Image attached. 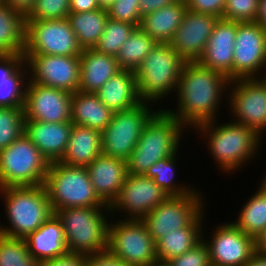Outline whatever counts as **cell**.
Returning a JSON list of instances; mask_svg holds the SVG:
<instances>
[{
  "instance_id": "47",
  "label": "cell",
  "mask_w": 266,
  "mask_h": 266,
  "mask_svg": "<svg viewBox=\"0 0 266 266\" xmlns=\"http://www.w3.org/2000/svg\"><path fill=\"white\" fill-rule=\"evenodd\" d=\"M177 0H139L141 17L153 13L163 7L169 6Z\"/></svg>"
},
{
  "instance_id": "48",
  "label": "cell",
  "mask_w": 266,
  "mask_h": 266,
  "mask_svg": "<svg viewBox=\"0 0 266 266\" xmlns=\"http://www.w3.org/2000/svg\"><path fill=\"white\" fill-rule=\"evenodd\" d=\"M100 8L97 0H70V12H89Z\"/></svg>"
},
{
  "instance_id": "29",
  "label": "cell",
  "mask_w": 266,
  "mask_h": 266,
  "mask_svg": "<svg viewBox=\"0 0 266 266\" xmlns=\"http://www.w3.org/2000/svg\"><path fill=\"white\" fill-rule=\"evenodd\" d=\"M201 212L187 227L176 229L173 232L164 235L156 243L157 259L168 261L171 258L179 257L192 249L202 240L200 231L202 228Z\"/></svg>"
},
{
  "instance_id": "4",
  "label": "cell",
  "mask_w": 266,
  "mask_h": 266,
  "mask_svg": "<svg viewBox=\"0 0 266 266\" xmlns=\"http://www.w3.org/2000/svg\"><path fill=\"white\" fill-rule=\"evenodd\" d=\"M44 186L53 212L75 207H104L112 212L95 192L86 166L50 163Z\"/></svg>"
},
{
  "instance_id": "22",
  "label": "cell",
  "mask_w": 266,
  "mask_h": 266,
  "mask_svg": "<svg viewBox=\"0 0 266 266\" xmlns=\"http://www.w3.org/2000/svg\"><path fill=\"white\" fill-rule=\"evenodd\" d=\"M72 129L71 122L47 123L25 121V134L50 162H59L67 148Z\"/></svg>"
},
{
  "instance_id": "10",
  "label": "cell",
  "mask_w": 266,
  "mask_h": 266,
  "mask_svg": "<svg viewBox=\"0 0 266 266\" xmlns=\"http://www.w3.org/2000/svg\"><path fill=\"white\" fill-rule=\"evenodd\" d=\"M81 53L82 48L67 18L26 20L25 61L31 55L80 56Z\"/></svg>"
},
{
  "instance_id": "39",
  "label": "cell",
  "mask_w": 266,
  "mask_h": 266,
  "mask_svg": "<svg viewBox=\"0 0 266 266\" xmlns=\"http://www.w3.org/2000/svg\"><path fill=\"white\" fill-rule=\"evenodd\" d=\"M70 0H36L26 20H52L67 18Z\"/></svg>"
},
{
  "instance_id": "51",
  "label": "cell",
  "mask_w": 266,
  "mask_h": 266,
  "mask_svg": "<svg viewBox=\"0 0 266 266\" xmlns=\"http://www.w3.org/2000/svg\"><path fill=\"white\" fill-rule=\"evenodd\" d=\"M244 266H266V256L255 251Z\"/></svg>"
},
{
  "instance_id": "16",
  "label": "cell",
  "mask_w": 266,
  "mask_h": 266,
  "mask_svg": "<svg viewBox=\"0 0 266 266\" xmlns=\"http://www.w3.org/2000/svg\"><path fill=\"white\" fill-rule=\"evenodd\" d=\"M26 63L33 72L30 81L65 90L73 94L78 91L80 79V57L60 55H31Z\"/></svg>"
},
{
  "instance_id": "5",
  "label": "cell",
  "mask_w": 266,
  "mask_h": 266,
  "mask_svg": "<svg viewBox=\"0 0 266 266\" xmlns=\"http://www.w3.org/2000/svg\"><path fill=\"white\" fill-rule=\"evenodd\" d=\"M214 121L196 126L204 137L208 138L209 149L212 157L217 160L218 166L225 172L237 168L253 154L259 146V136L253 129L246 125L236 123L223 124L214 128ZM209 134V135H208Z\"/></svg>"
},
{
  "instance_id": "2",
  "label": "cell",
  "mask_w": 266,
  "mask_h": 266,
  "mask_svg": "<svg viewBox=\"0 0 266 266\" xmlns=\"http://www.w3.org/2000/svg\"><path fill=\"white\" fill-rule=\"evenodd\" d=\"M182 128L184 125L166 110L156 111L143 128L127 161L128 174L144 175L157 161L175 155Z\"/></svg>"
},
{
  "instance_id": "38",
  "label": "cell",
  "mask_w": 266,
  "mask_h": 266,
  "mask_svg": "<svg viewBox=\"0 0 266 266\" xmlns=\"http://www.w3.org/2000/svg\"><path fill=\"white\" fill-rule=\"evenodd\" d=\"M23 66L26 67L25 60L9 75V81L0 82V107H24L26 87L23 85L26 79L23 78L28 72L21 70Z\"/></svg>"
},
{
  "instance_id": "49",
  "label": "cell",
  "mask_w": 266,
  "mask_h": 266,
  "mask_svg": "<svg viewBox=\"0 0 266 266\" xmlns=\"http://www.w3.org/2000/svg\"><path fill=\"white\" fill-rule=\"evenodd\" d=\"M9 7L18 10L23 15H27L33 8L36 0H2Z\"/></svg>"
},
{
  "instance_id": "9",
  "label": "cell",
  "mask_w": 266,
  "mask_h": 266,
  "mask_svg": "<svg viewBox=\"0 0 266 266\" xmlns=\"http://www.w3.org/2000/svg\"><path fill=\"white\" fill-rule=\"evenodd\" d=\"M108 225L107 251L131 266L157 261L156 243L142 220L128 219Z\"/></svg>"
},
{
  "instance_id": "20",
  "label": "cell",
  "mask_w": 266,
  "mask_h": 266,
  "mask_svg": "<svg viewBox=\"0 0 266 266\" xmlns=\"http://www.w3.org/2000/svg\"><path fill=\"white\" fill-rule=\"evenodd\" d=\"M237 22L218 19L201 59V65L225 74L233 80L234 43Z\"/></svg>"
},
{
  "instance_id": "21",
  "label": "cell",
  "mask_w": 266,
  "mask_h": 266,
  "mask_svg": "<svg viewBox=\"0 0 266 266\" xmlns=\"http://www.w3.org/2000/svg\"><path fill=\"white\" fill-rule=\"evenodd\" d=\"M86 169L95 192L110 206L127 178V162L101 154L86 166Z\"/></svg>"
},
{
  "instance_id": "25",
  "label": "cell",
  "mask_w": 266,
  "mask_h": 266,
  "mask_svg": "<svg viewBox=\"0 0 266 266\" xmlns=\"http://www.w3.org/2000/svg\"><path fill=\"white\" fill-rule=\"evenodd\" d=\"M113 112L128 110L143 102L139 95L135 72L121 70L95 93Z\"/></svg>"
},
{
  "instance_id": "23",
  "label": "cell",
  "mask_w": 266,
  "mask_h": 266,
  "mask_svg": "<svg viewBox=\"0 0 266 266\" xmlns=\"http://www.w3.org/2000/svg\"><path fill=\"white\" fill-rule=\"evenodd\" d=\"M24 240L29 254L38 263L68 253L63 226L55 213Z\"/></svg>"
},
{
  "instance_id": "13",
  "label": "cell",
  "mask_w": 266,
  "mask_h": 266,
  "mask_svg": "<svg viewBox=\"0 0 266 266\" xmlns=\"http://www.w3.org/2000/svg\"><path fill=\"white\" fill-rule=\"evenodd\" d=\"M233 50V80L256 78V73L266 66V27L256 22H237Z\"/></svg>"
},
{
  "instance_id": "32",
  "label": "cell",
  "mask_w": 266,
  "mask_h": 266,
  "mask_svg": "<svg viewBox=\"0 0 266 266\" xmlns=\"http://www.w3.org/2000/svg\"><path fill=\"white\" fill-rule=\"evenodd\" d=\"M257 192L244 204L237 221L233 222L242 232L255 240L266 229V182L264 180Z\"/></svg>"
},
{
  "instance_id": "34",
  "label": "cell",
  "mask_w": 266,
  "mask_h": 266,
  "mask_svg": "<svg viewBox=\"0 0 266 266\" xmlns=\"http://www.w3.org/2000/svg\"><path fill=\"white\" fill-rule=\"evenodd\" d=\"M176 155L166 157L154 163L144 174L145 177L152 178L154 182L165 192L168 196H182L191 194L192 188L187 186H177L174 184L173 178L175 176L174 163L176 162Z\"/></svg>"
},
{
  "instance_id": "53",
  "label": "cell",
  "mask_w": 266,
  "mask_h": 266,
  "mask_svg": "<svg viewBox=\"0 0 266 266\" xmlns=\"http://www.w3.org/2000/svg\"><path fill=\"white\" fill-rule=\"evenodd\" d=\"M101 9L107 10L116 0H97Z\"/></svg>"
},
{
  "instance_id": "11",
  "label": "cell",
  "mask_w": 266,
  "mask_h": 266,
  "mask_svg": "<svg viewBox=\"0 0 266 266\" xmlns=\"http://www.w3.org/2000/svg\"><path fill=\"white\" fill-rule=\"evenodd\" d=\"M148 102L128 110L114 112L112 121L101 132L102 154L128 161L138 143L143 128L155 111H150ZM148 107V108H147Z\"/></svg>"
},
{
  "instance_id": "26",
  "label": "cell",
  "mask_w": 266,
  "mask_h": 266,
  "mask_svg": "<svg viewBox=\"0 0 266 266\" xmlns=\"http://www.w3.org/2000/svg\"><path fill=\"white\" fill-rule=\"evenodd\" d=\"M101 154V132L72 124L66 151L59 162L70 166H88Z\"/></svg>"
},
{
  "instance_id": "44",
  "label": "cell",
  "mask_w": 266,
  "mask_h": 266,
  "mask_svg": "<svg viewBox=\"0 0 266 266\" xmlns=\"http://www.w3.org/2000/svg\"><path fill=\"white\" fill-rule=\"evenodd\" d=\"M23 61V54H0V82L9 81V75Z\"/></svg>"
},
{
  "instance_id": "14",
  "label": "cell",
  "mask_w": 266,
  "mask_h": 266,
  "mask_svg": "<svg viewBox=\"0 0 266 266\" xmlns=\"http://www.w3.org/2000/svg\"><path fill=\"white\" fill-rule=\"evenodd\" d=\"M230 83L235 85L229 98L231 112L238 117L236 123L248 126L261 136L266 129V80L241 78Z\"/></svg>"
},
{
  "instance_id": "27",
  "label": "cell",
  "mask_w": 266,
  "mask_h": 266,
  "mask_svg": "<svg viewBox=\"0 0 266 266\" xmlns=\"http://www.w3.org/2000/svg\"><path fill=\"white\" fill-rule=\"evenodd\" d=\"M71 123L102 132L112 121L114 112L95 93L76 91L71 99Z\"/></svg>"
},
{
  "instance_id": "40",
  "label": "cell",
  "mask_w": 266,
  "mask_h": 266,
  "mask_svg": "<svg viewBox=\"0 0 266 266\" xmlns=\"http://www.w3.org/2000/svg\"><path fill=\"white\" fill-rule=\"evenodd\" d=\"M260 0H226L221 19L234 22H255Z\"/></svg>"
},
{
  "instance_id": "45",
  "label": "cell",
  "mask_w": 266,
  "mask_h": 266,
  "mask_svg": "<svg viewBox=\"0 0 266 266\" xmlns=\"http://www.w3.org/2000/svg\"><path fill=\"white\" fill-rule=\"evenodd\" d=\"M38 266H86V256L83 254L67 253L55 259L41 261Z\"/></svg>"
},
{
  "instance_id": "15",
  "label": "cell",
  "mask_w": 266,
  "mask_h": 266,
  "mask_svg": "<svg viewBox=\"0 0 266 266\" xmlns=\"http://www.w3.org/2000/svg\"><path fill=\"white\" fill-rule=\"evenodd\" d=\"M28 81L25 86L24 105L26 120L47 123L71 122L70 92Z\"/></svg>"
},
{
  "instance_id": "36",
  "label": "cell",
  "mask_w": 266,
  "mask_h": 266,
  "mask_svg": "<svg viewBox=\"0 0 266 266\" xmlns=\"http://www.w3.org/2000/svg\"><path fill=\"white\" fill-rule=\"evenodd\" d=\"M24 107H0V151L25 134Z\"/></svg>"
},
{
  "instance_id": "35",
  "label": "cell",
  "mask_w": 266,
  "mask_h": 266,
  "mask_svg": "<svg viewBox=\"0 0 266 266\" xmlns=\"http://www.w3.org/2000/svg\"><path fill=\"white\" fill-rule=\"evenodd\" d=\"M135 25L108 18L103 34L94 49L106 55L116 57L126 39L132 34Z\"/></svg>"
},
{
  "instance_id": "30",
  "label": "cell",
  "mask_w": 266,
  "mask_h": 266,
  "mask_svg": "<svg viewBox=\"0 0 266 266\" xmlns=\"http://www.w3.org/2000/svg\"><path fill=\"white\" fill-rule=\"evenodd\" d=\"M26 17L0 0V54H23Z\"/></svg>"
},
{
  "instance_id": "28",
  "label": "cell",
  "mask_w": 266,
  "mask_h": 266,
  "mask_svg": "<svg viewBox=\"0 0 266 266\" xmlns=\"http://www.w3.org/2000/svg\"><path fill=\"white\" fill-rule=\"evenodd\" d=\"M185 0H177L142 17L140 28L157 43H170L186 12Z\"/></svg>"
},
{
  "instance_id": "12",
  "label": "cell",
  "mask_w": 266,
  "mask_h": 266,
  "mask_svg": "<svg viewBox=\"0 0 266 266\" xmlns=\"http://www.w3.org/2000/svg\"><path fill=\"white\" fill-rule=\"evenodd\" d=\"M201 194L193 191L182 196H168L142 221L156 242L168 233L187 227L202 211Z\"/></svg>"
},
{
  "instance_id": "42",
  "label": "cell",
  "mask_w": 266,
  "mask_h": 266,
  "mask_svg": "<svg viewBox=\"0 0 266 266\" xmlns=\"http://www.w3.org/2000/svg\"><path fill=\"white\" fill-rule=\"evenodd\" d=\"M168 262L171 266H211L208 245L202 239L192 249Z\"/></svg>"
},
{
  "instance_id": "17",
  "label": "cell",
  "mask_w": 266,
  "mask_h": 266,
  "mask_svg": "<svg viewBox=\"0 0 266 266\" xmlns=\"http://www.w3.org/2000/svg\"><path fill=\"white\" fill-rule=\"evenodd\" d=\"M206 244L211 266H244L256 251L255 239L234 223L218 226Z\"/></svg>"
},
{
  "instance_id": "3",
  "label": "cell",
  "mask_w": 266,
  "mask_h": 266,
  "mask_svg": "<svg viewBox=\"0 0 266 266\" xmlns=\"http://www.w3.org/2000/svg\"><path fill=\"white\" fill-rule=\"evenodd\" d=\"M0 191L11 224L9 228L0 226V234L25 239L54 214L44 185L6 187Z\"/></svg>"
},
{
  "instance_id": "37",
  "label": "cell",
  "mask_w": 266,
  "mask_h": 266,
  "mask_svg": "<svg viewBox=\"0 0 266 266\" xmlns=\"http://www.w3.org/2000/svg\"><path fill=\"white\" fill-rule=\"evenodd\" d=\"M0 266H38L24 239L0 234Z\"/></svg>"
},
{
  "instance_id": "41",
  "label": "cell",
  "mask_w": 266,
  "mask_h": 266,
  "mask_svg": "<svg viewBox=\"0 0 266 266\" xmlns=\"http://www.w3.org/2000/svg\"><path fill=\"white\" fill-rule=\"evenodd\" d=\"M108 18L140 27L142 17L139 0H116L108 9Z\"/></svg>"
},
{
  "instance_id": "33",
  "label": "cell",
  "mask_w": 266,
  "mask_h": 266,
  "mask_svg": "<svg viewBox=\"0 0 266 266\" xmlns=\"http://www.w3.org/2000/svg\"><path fill=\"white\" fill-rule=\"evenodd\" d=\"M156 44L140 27H136L116 56L120 69L135 72Z\"/></svg>"
},
{
  "instance_id": "43",
  "label": "cell",
  "mask_w": 266,
  "mask_h": 266,
  "mask_svg": "<svg viewBox=\"0 0 266 266\" xmlns=\"http://www.w3.org/2000/svg\"><path fill=\"white\" fill-rule=\"evenodd\" d=\"M185 3L189 11L210 14L221 19L226 0H185Z\"/></svg>"
},
{
  "instance_id": "31",
  "label": "cell",
  "mask_w": 266,
  "mask_h": 266,
  "mask_svg": "<svg viewBox=\"0 0 266 266\" xmlns=\"http://www.w3.org/2000/svg\"><path fill=\"white\" fill-rule=\"evenodd\" d=\"M67 19L82 49L94 48L103 34L108 20L107 10L98 8L89 12H70Z\"/></svg>"
},
{
  "instance_id": "1",
  "label": "cell",
  "mask_w": 266,
  "mask_h": 266,
  "mask_svg": "<svg viewBox=\"0 0 266 266\" xmlns=\"http://www.w3.org/2000/svg\"><path fill=\"white\" fill-rule=\"evenodd\" d=\"M230 81L225 74L199 62H185L177 87L178 111L170 109L167 112L185 127L193 125L195 128L202 123L214 121L220 98L223 97L226 85L231 84Z\"/></svg>"
},
{
  "instance_id": "52",
  "label": "cell",
  "mask_w": 266,
  "mask_h": 266,
  "mask_svg": "<svg viewBox=\"0 0 266 266\" xmlns=\"http://www.w3.org/2000/svg\"><path fill=\"white\" fill-rule=\"evenodd\" d=\"M255 245H256V251L266 256V229L255 240Z\"/></svg>"
},
{
  "instance_id": "6",
  "label": "cell",
  "mask_w": 266,
  "mask_h": 266,
  "mask_svg": "<svg viewBox=\"0 0 266 266\" xmlns=\"http://www.w3.org/2000/svg\"><path fill=\"white\" fill-rule=\"evenodd\" d=\"M102 209L75 207L54 212L62 223L69 253L86 256L107 251L109 224Z\"/></svg>"
},
{
  "instance_id": "50",
  "label": "cell",
  "mask_w": 266,
  "mask_h": 266,
  "mask_svg": "<svg viewBox=\"0 0 266 266\" xmlns=\"http://www.w3.org/2000/svg\"><path fill=\"white\" fill-rule=\"evenodd\" d=\"M255 22L266 27V0L259 1V8Z\"/></svg>"
},
{
  "instance_id": "19",
  "label": "cell",
  "mask_w": 266,
  "mask_h": 266,
  "mask_svg": "<svg viewBox=\"0 0 266 266\" xmlns=\"http://www.w3.org/2000/svg\"><path fill=\"white\" fill-rule=\"evenodd\" d=\"M219 18L186 10L170 45L185 62H198Z\"/></svg>"
},
{
  "instance_id": "8",
  "label": "cell",
  "mask_w": 266,
  "mask_h": 266,
  "mask_svg": "<svg viewBox=\"0 0 266 266\" xmlns=\"http://www.w3.org/2000/svg\"><path fill=\"white\" fill-rule=\"evenodd\" d=\"M49 165L24 134L0 151V188L44 185Z\"/></svg>"
},
{
  "instance_id": "24",
  "label": "cell",
  "mask_w": 266,
  "mask_h": 266,
  "mask_svg": "<svg viewBox=\"0 0 266 266\" xmlns=\"http://www.w3.org/2000/svg\"><path fill=\"white\" fill-rule=\"evenodd\" d=\"M79 57L78 91L96 93L106 81L121 71L116 57L98 52L94 48L82 49Z\"/></svg>"
},
{
  "instance_id": "46",
  "label": "cell",
  "mask_w": 266,
  "mask_h": 266,
  "mask_svg": "<svg viewBox=\"0 0 266 266\" xmlns=\"http://www.w3.org/2000/svg\"><path fill=\"white\" fill-rule=\"evenodd\" d=\"M86 266H131L114 257L108 251L86 255Z\"/></svg>"
},
{
  "instance_id": "54",
  "label": "cell",
  "mask_w": 266,
  "mask_h": 266,
  "mask_svg": "<svg viewBox=\"0 0 266 266\" xmlns=\"http://www.w3.org/2000/svg\"><path fill=\"white\" fill-rule=\"evenodd\" d=\"M148 266H171V265L169 264L168 261H160V260H157V261L151 263Z\"/></svg>"
},
{
  "instance_id": "7",
  "label": "cell",
  "mask_w": 266,
  "mask_h": 266,
  "mask_svg": "<svg viewBox=\"0 0 266 266\" xmlns=\"http://www.w3.org/2000/svg\"><path fill=\"white\" fill-rule=\"evenodd\" d=\"M184 63L169 43H157L135 71L141 99L158 101L176 90Z\"/></svg>"
},
{
  "instance_id": "18",
  "label": "cell",
  "mask_w": 266,
  "mask_h": 266,
  "mask_svg": "<svg viewBox=\"0 0 266 266\" xmlns=\"http://www.w3.org/2000/svg\"><path fill=\"white\" fill-rule=\"evenodd\" d=\"M167 197L168 195L152 178L128 174L117 198L109 206V209L126 210L125 212H129V219L142 220Z\"/></svg>"
}]
</instances>
